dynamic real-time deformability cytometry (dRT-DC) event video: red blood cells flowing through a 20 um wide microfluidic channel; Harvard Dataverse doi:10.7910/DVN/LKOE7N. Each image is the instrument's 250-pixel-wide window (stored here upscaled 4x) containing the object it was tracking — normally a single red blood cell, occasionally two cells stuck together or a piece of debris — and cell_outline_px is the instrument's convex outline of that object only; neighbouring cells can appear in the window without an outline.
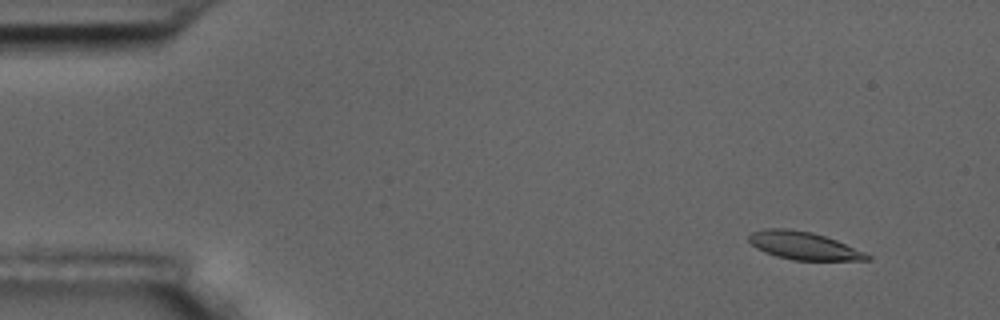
{"species": "common noctule bat (a hibernating species)", "species_latin": "Nyctalus noctula", "temperature_condition": "room temperature", "stored_images_in_passage": 6, "camera_frame_rate_fps": 3000, "um_per_image_px": 0.085, "animal": {"sex": "male", "body_mass_g": 17.5, "forearm_length_mm": 52.3}, "frame": {"image": 1, "passage_image": 1, "time_ms": 0.0, "image_size_px": [1000, 320], "cell_outline_px": [[872, 260], [792, 260], [776, 256], [764, 252], [756, 248], [748, 240], [748, 236], [752, 232], [764, 228], [788, 228], [812, 232], [836, 240], [864, 252], [872, 256]], "centroid_in_image_um": [68.28, 20.88], "position_along_channel_um": 16.7, "area_um2": 19.19}}
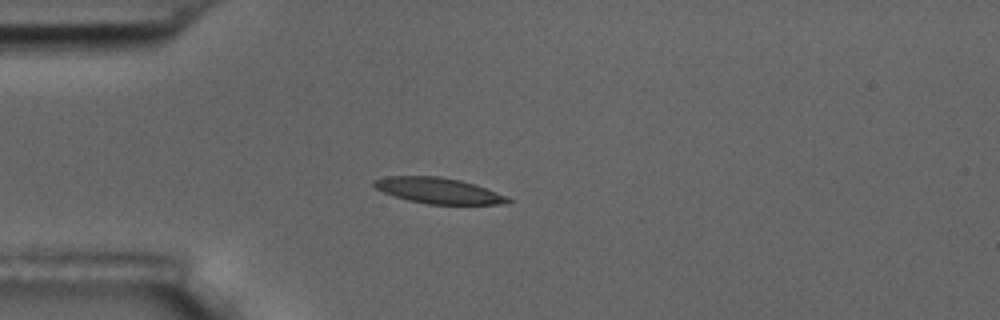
{"frame": {"image": 2, "passage_image": 4, "time_ms": 3.333, "image_size_px": [1000, 320], "cell_outline_px": [[512, 200], [508, 204], [428, 204], [408, 200], [384, 192], [376, 188], [372, 184], [372, 180], [384, 176], [440, 176], [460, 180], [476, 184], [496, 192]], "centroid_in_image_um": [37.24, 16.19], "position_along_channel_um": 47.8, "area_um2": 20.06}}